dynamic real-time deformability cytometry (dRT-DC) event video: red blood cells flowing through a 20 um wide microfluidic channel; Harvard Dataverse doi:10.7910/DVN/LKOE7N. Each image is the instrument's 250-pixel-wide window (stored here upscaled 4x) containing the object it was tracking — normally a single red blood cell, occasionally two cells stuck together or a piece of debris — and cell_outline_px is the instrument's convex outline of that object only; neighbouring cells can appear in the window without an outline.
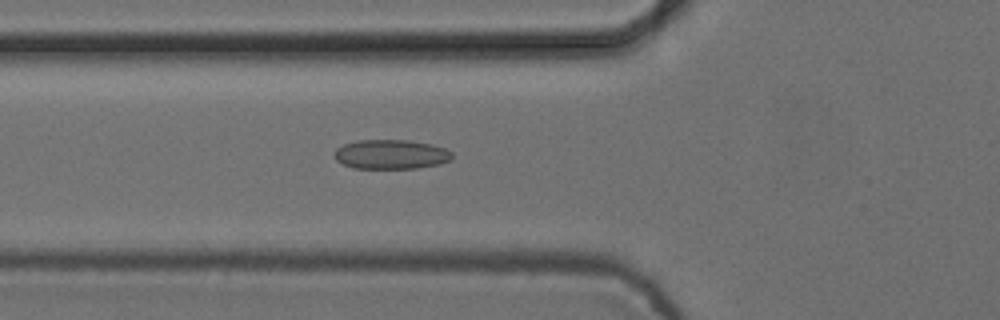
{"species": "common noctule bat (a hibernating species)", "species_latin": "Nyctalus noctula", "temperature_condition": "cold", "stored_images_in_passage": 55, "camera_frame_rate_fps": 3000, "um_per_image_px": 0.085, "animal": {"sex": "female", "body_mass_g": 24.6, "forearm_length_mm": 56.2}, "frame": {"image": 1, "passage_image": 20, "time_ms": 6.333, "image_size_px": [1000, 320], "cell_outline_px": [[452, 156], [448, 160], [440, 164], [416, 168], [352, 168], [336, 160], [332, 156], [336, 148], [344, 144], [360, 140], [408, 140], [432, 144], [444, 148], [452, 152]], "centroid_in_image_um": [33.2, 13.12], "position_along_channel_um": 92.6, "area_um2": 20.17}}
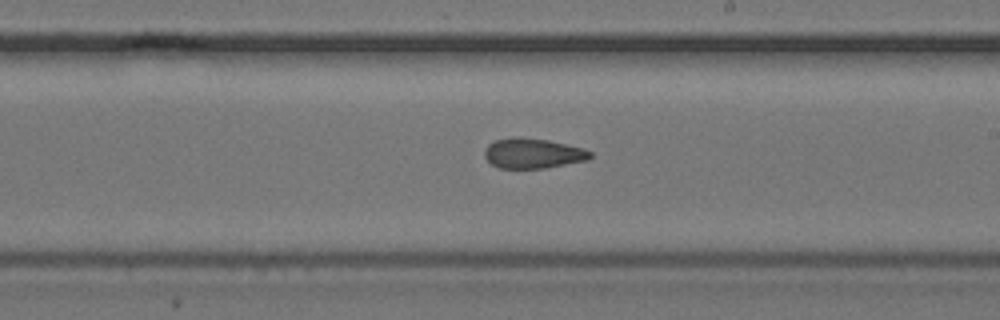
{"frame": {"image": 2, "passage_image": 32, "time_ms": 10.333, "image_size_px": [1000, 320], "cell_outline_px": [[592, 156], [588, 160], [544, 168], [500, 168], [492, 164], [484, 156], [484, 148], [488, 144], [496, 140], [512, 136], [516, 136], [548, 140], [584, 148], [592, 152]], "centroid_in_image_um": [45.29, 13.02], "position_along_channel_um": 243.7, "area_um2": 18.61}}
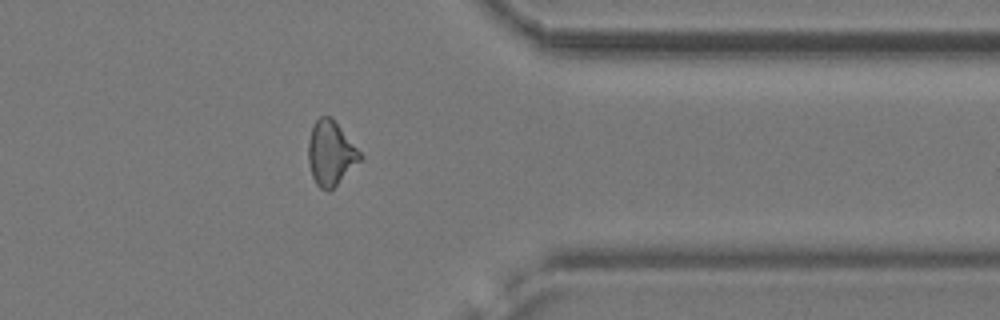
{"frame": {"image": 3, "passage_image": 44, "time_ms": 14.333, "image_size_px": [1000, 320], "cell_outline_px": [[364, 156], [328, 192], [320, 188], [316, 184], [312, 176], [308, 164], [308, 140], [312, 128], [316, 120], [320, 116], [332, 116]], "centroid_in_image_um": [28.09, 13.0], "position_along_channel_um": 383.3, "area_um2": 19.36}, "authors_computed_cell_mechanics": {"area_um2": 19.363, "velocity_mm_per_s": 3.7605, "shape_relaxation_time_tau1_ms": null, "shape_relaxation_time_tau2_ms": 3.5809, "deformation_change_tau1": null, "deformation_change_tau2": 0.1062}}